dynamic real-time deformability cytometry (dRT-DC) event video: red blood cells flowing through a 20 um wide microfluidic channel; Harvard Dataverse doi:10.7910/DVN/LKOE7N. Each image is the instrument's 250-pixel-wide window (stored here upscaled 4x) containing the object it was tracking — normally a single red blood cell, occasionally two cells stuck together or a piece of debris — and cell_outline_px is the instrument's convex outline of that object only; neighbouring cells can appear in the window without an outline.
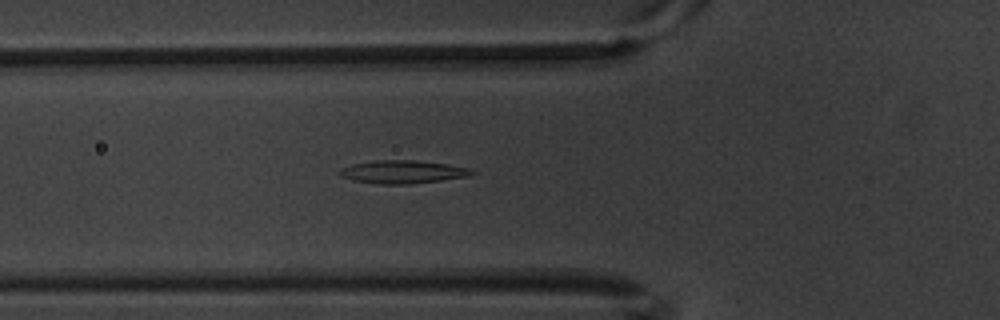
{"species": "common noctule bat (a hibernating species)", "species_latin": "Nyctalus noctula", "temperature_condition": "warm", "stored_images_in_passage": 6, "camera_frame_rate_fps": 3000, "um_per_image_px": 0.085, "animal": {"sex": "male", "body_mass_g": 20.1, "forearm_length_mm": 53.5}, "frame": {"image": 1, "passage_image": 6, "time_ms": 1.667, "image_size_px": [1000, 320], "cell_outline_px": [[476, 172], [468, 176], [440, 180], [408, 184], [376, 184], [352, 180], [340, 176], [340, 168], [352, 164], [376, 160], [416, 160], [448, 164], [472, 168]], "centroid_in_image_um": [34.23, 14.6], "position_along_channel_um": 91.6, "area_um2": 17.8}}